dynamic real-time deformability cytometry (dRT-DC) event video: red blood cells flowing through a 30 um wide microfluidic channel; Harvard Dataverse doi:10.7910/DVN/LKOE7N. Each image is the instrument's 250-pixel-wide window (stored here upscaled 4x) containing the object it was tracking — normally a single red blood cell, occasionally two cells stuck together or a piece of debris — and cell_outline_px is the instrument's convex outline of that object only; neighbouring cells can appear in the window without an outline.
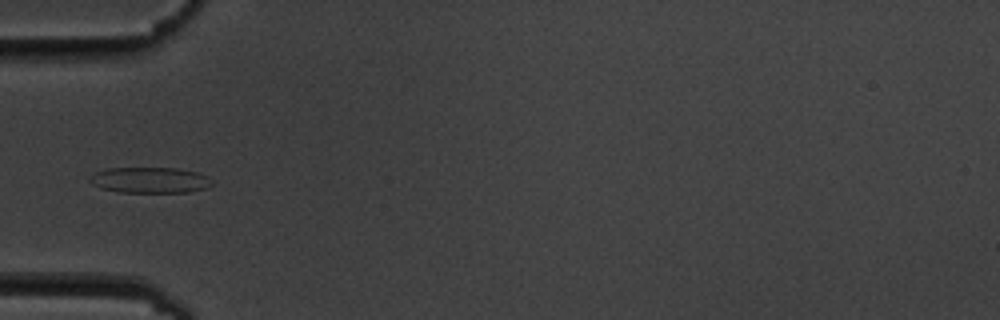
{"species": "common noctule bat (a hibernating species)", "species_latin": "Nyctalus noctula", "temperature_condition": "cold", "stored_images_in_passage": 12, "camera_frame_rate_fps": 3000, "um_per_image_px": 0.085, "animal": {"sex": "male", "body_mass_g": 19.5, "forearm_length_mm": 54.6}, "frame": {"image": 1, "passage_image": 6, "time_ms": 6.667, "image_size_px": [1000, 320], "cell_outline_px": [[212, 184], [208, 188], [188, 192], [120, 192], [100, 188], [92, 184], [88, 180], [88, 176], [96, 172], [108, 168], [176, 168], [196, 172], [208, 176], [212, 180]], "centroid_in_image_um": [12.73, 15.31], "position_along_channel_um": 72.3, "area_um2": 18.5}}
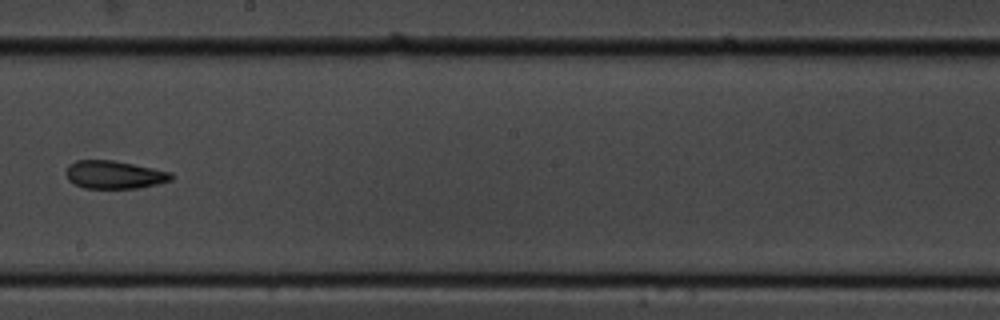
{"frame": {"image": 2, "passage_image": 10, "time_ms": 11.333, "image_size_px": [1000, 320], "cell_outline_px": [[172, 180], [156, 184], [136, 188], [84, 188], [72, 184], [68, 180], [64, 172], [68, 164], [76, 160], [112, 160], [172, 172]], "centroid_in_image_um": [9.64, 14.85], "position_along_channel_um": 238.6, "area_um2": 17.22}}
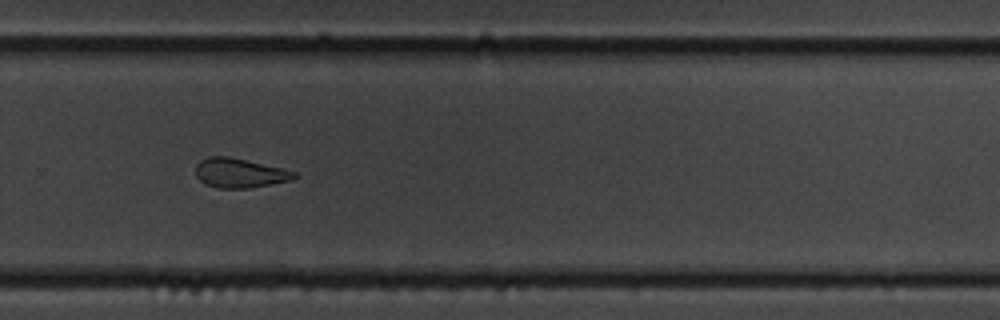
{"frame": {"image": 3, "passage_image": 12, "time_ms": 13.333, "image_size_px": [1000, 320], "cell_outline_px": [[300, 176], [292, 180], [272, 184], [248, 188], [216, 188], [204, 184], [196, 176], [196, 164], [200, 160], [208, 156], [228, 156], [284, 168], [296, 172]], "centroid_in_image_um": [20.39, 14.7], "position_along_channel_um": 309.4, "area_um2": 17.17}}